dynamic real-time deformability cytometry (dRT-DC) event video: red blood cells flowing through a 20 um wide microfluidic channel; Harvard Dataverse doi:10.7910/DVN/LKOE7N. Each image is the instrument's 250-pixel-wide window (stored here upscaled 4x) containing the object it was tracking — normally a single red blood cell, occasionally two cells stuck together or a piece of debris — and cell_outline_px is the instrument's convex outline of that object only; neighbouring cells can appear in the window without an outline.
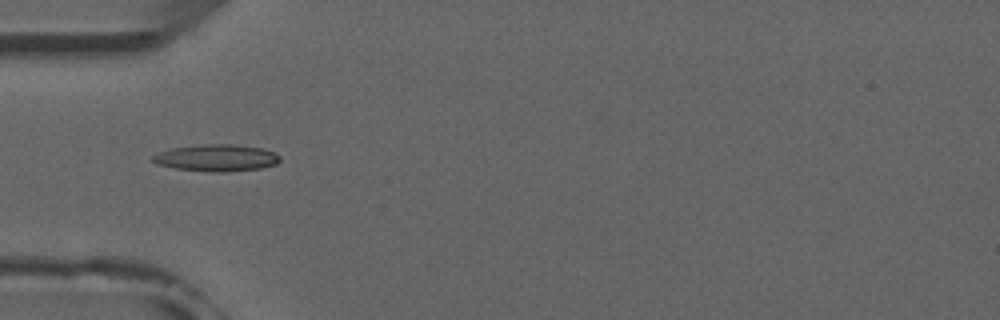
{"species": "common noctule bat (a hibernating species)", "species_latin": "Nyctalus noctula", "temperature_condition": "room temperature", "stored_images_in_passage": 7, "camera_frame_rate_fps": 3000, "um_per_image_px": 0.085, "animal": {"sex": "male", "forearm_length_mm": 52.5}, "frame": {"image": 1, "passage_image": 4, "time_ms": 3.333, "image_size_px": [1000, 320], "cell_outline_px": [[280, 160], [276, 164], [260, 168], [224, 172], [216, 172], [176, 168], [156, 164], [152, 160], [152, 156], [160, 152], [172, 148], [204, 144], [236, 144], [264, 148], [280, 156]], "centroid_in_image_um": [18.42, 13.41], "position_along_channel_um": 66.6, "area_um2": 19.77}}
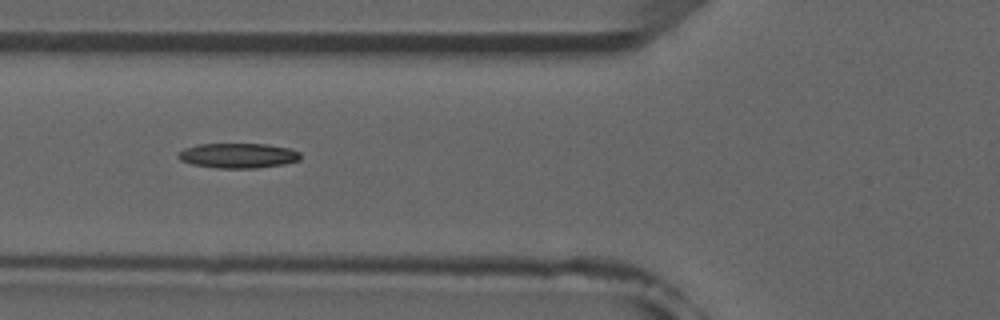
{"frame": {"image": 2, "passage_image": 5, "time_ms": 4.333, "image_size_px": [1000, 320], "cell_outline_px": [[300, 160], [284, 164], [256, 168], [216, 168], [192, 164], [180, 160], [176, 156], [184, 148], [200, 144], [268, 144], [288, 148], [300, 152]], "centroid_in_image_um": [20.24, 13.23], "position_along_channel_um": 105.6, "area_um2": 17.74}}
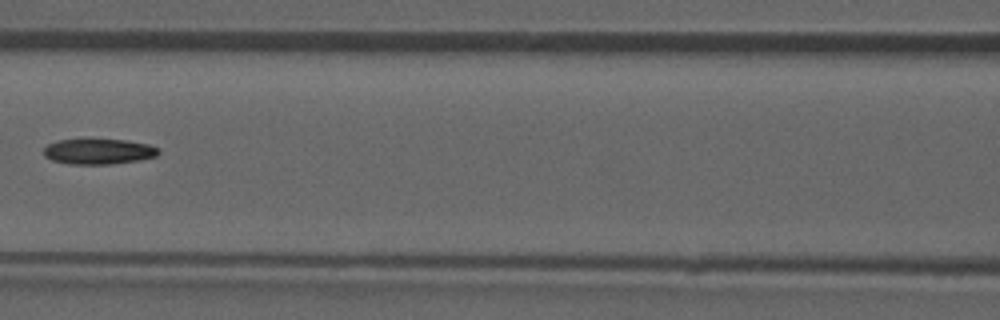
{"frame": {"image": 3, "passage_image": 6, "time_ms": 5.667, "image_size_px": [1000, 320], "cell_outline_px": [[160, 152], [156, 156], [140, 160], [112, 164], [68, 164], [52, 160], [44, 156], [44, 148], [48, 144], [60, 140], [128, 140], [148, 144], [156, 148]], "centroid_in_image_um": [8.38, 12.89], "position_along_channel_um": 158.2, "area_um2": 16.88}}